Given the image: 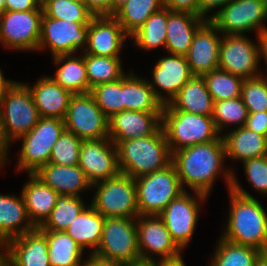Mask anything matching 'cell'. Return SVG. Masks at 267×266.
Masks as SVG:
<instances>
[{
    "label": "cell",
    "mask_w": 267,
    "mask_h": 266,
    "mask_svg": "<svg viewBox=\"0 0 267 266\" xmlns=\"http://www.w3.org/2000/svg\"><path fill=\"white\" fill-rule=\"evenodd\" d=\"M225 143L223 135L209 143H199L172 154V163L183 190L186 186L193 192H199L209 197L213 184L219 173H223L230 189L232 172L229 168L224 171ZM184 184H186L184 186Z\"/></svg>",
    "instance_id": "cell-1"
},
{
    "label": "cell",
    "mask_w": 267,
    "mask_h": 266,
    "mask_svg": "<svg viewBox=\"0 0 267 266\" xmlns=\"http://www.w3.org/2000/svg\"><path fill=\"white\" fill-rule=\"evenodd\" d=\"M239 183L232 172L229 189L231 207L227 226L220 237L267 253V213L259 200L245 191Z\"/></svg>",
    "instance_id": "cell-2"
},
{
    "label": "cell",
    "mask_w": 267,
    "mask_h": 266,
    "mask_svg": "<svg viewBox=\"0 0 267 266\" xmlns=\"http://www.w3.org/2000/svg\"><path fill=\"white\" fill-rule=\"evenodd\" d=\"M121 173L136 179L167 167L172 153L162 125L142 138L120 141L116 144Z\"/></svg>",
    "instance_id": "cell-3"
},
{
    "label": "cell",
    "mask_w": 267,
    "mask_h": 266,
    "mask_svg": "<svg viewBox=\"0 0 267 266\" xmlns=\"http://www.w3.org/2000/svg\"><path fill=\"white\" fill-rule=\"evenodd\" d=\"M162 127L172 154L199 143H209L220 136L212 116L173 110L168 104L163 106Z\"/></svg>",
    "instance_id": "cell-4"
},
{
    "label": "cell",
    "mask_w": 267,
    "mask_h": 266,
    "mask_svg": "<svg viewBox=\"0 0 267 266\" xmlns=\"http://www.w3.org/2000/svg\"><path fill=\"white\" fill-rule=\"evenodd\" d=\"M40 116L26 83L15 82L0 104V124L6 141H17L37 124Z\"/></svg>",
    "instance_id": "cell-5"
},
{
    "label": "cell",
    "mask_w": 267,
    "mask_h": 266,
    "mask_svg": "<svg viewBox=\"0 0 267 266\" xmlns=\"http://www.w3.org/2000/svg\"><path fill=\"white\" fill-rule=\"evenodd\" d=\"M95 256L125 266L142 263L138 249L136 218L106 217Z\"/></svg>",
    "instance_id": "cell-6"
},
{
    "label": "cell",
    "mask_w": 267,
    "mask_h": 266,
    "mask_svg": "<svg viewBox=\"0 0 267 266\" xmlns=\"http://www.w3.org/2000/svg\"><path fill=\"white\" fill-rule=\"evenodd\" d=\"M139 215H159L184 192L173 163L135 179Z\"/></svg>",
    "instance_id": "cell-7"
},
{
    "label": "cell",
    "mask_w": 267,
    "mask_h": 266,
    "mask_svg": "<svg viewBox=\"0 0 267 266\" xmlns=\"http://www.w3.org/2000/svg\"><path fill=\"white\" fill-rule=\"evenodd\" d=\"M64 129V119L40 117L32 130L18 139L23 143L18 151L17 172L25 170L28 174H34L48 164L52 147Z\"/></svg>",
    "instance_id": "cell-8"
},
{
    "label": "cell",
    "mask_w": 267,
    "mask_h": 266,
    "mask_svg": "<svg viewBox=\"0 0 267 266\" xmlns=\"http://www.w3.org/2000/svg\"><path fill=\"white\" fill-rule=\"evenodd\" d=\"M97 188L91 206L106 217L137 218L135 179L120 173L116 177L92 184Z\"/></svg>",
    "instance_id": "cell-9"
},
{
    "label": "cell",
    "mask_w": 267,
    "mask_h": 266,
    "mask_svg": "<svg viewBox=\"0 0 267 266\" xmlns=\"http://www.w3.org/2000/svg\"><path fill=\"white\" fill-rule=\"evenodd\" d=\"M267 0H230L210 21L222 35H245L256 31V36L267 32Z\"/></svg>",
    "instance_id": "cell-10"
},
{
    "label": "cell",
    "mask_w": 267,
    "mask_h": 266,
    "mask_svg": "<svg viewBox=\"0 0 267 266\" xmlns=\"http://www.w3.org/2000/svg\"><path fill=\"white\" fill-rule=\"evenodd\" d=\"M65 129L81 140H99L109 137V118L97 106L90 93L76 94L70 99Z\"/></svg>",
    "instance_id": "cell-11"
},
{
    "label": "cell",
    "mask_w": 267,
    "mask_h": 266,
    "mask_svg": "<svg viewBox=\"0 0 267 266\" xmlns=\"http://www.w3.org/2000/svg\"><path fill=\"white\" fill-rule=\"evenodd\" d=\"M138 249L142 263L174 260L181 256V249L171 237L159 215H139L136 218ZM150 253V254H149ZM154 255V256H153Z\"/></svg>",
    "instance_id": "cell-12"
},
{
    "label": "cell",
    "mask_w": 267,
    "mask_h": 266,
    "mask_svg": "<svg viewBox=\"0 0 267 266\" xmlns=\"http://www.w3.org/2000/svg\"><path fill=\"white\" fill-rule=\"evenodd\" d=\"M43 10L9 11L0 16V43L5 48L38 51Z\"/></svg>",
    "instance_id": "cell-13"
},
{
    "label": "cell",
    "mask_w": 267,
    "mask_h": 266,
    "mask_svg": "<svg viewBox=\"0 0 267 266\" xmlns=\"http://www.w3.org/2000/svg\"><path fill=\"white\" fill-rule=\"evenodd\" d=\"M194 193L193 197V195L184 191L159 214L172 239L182 251L192 240L196 229L198 213H200L199 204L208 198L205 194Z\"/></svg>",
    "instance_id": "cell-14"
},
{
    "label": "cell",
    "mask_w": 267,
    "mask_h": 266,
    "mask_svg": "<svg viewBox=\"0 0 267 266\" xmlns=\"http://www.w3.org/2000/svg\"><path fill=\"white\" fill-rule=\"evenodd\" d=\"M257 41L253 43L245 35H222L218 69L243 79L261 75L259 36Z\"/></svg>",
    "instance_id": "cell-15"
},
{
    "label": "cell",
    "mask_w": 267,
    "mask_h": 266,
    "mask_svg": "<svg viewBox=\"0 0 267 266\" xmlns=\"http://www.w3.org/2000/svg\"><path fill=\"white\" fill-rule=\"evenodd\" d=\"M88 25L89 23L69 22L43 14L38 51L48 48L53 57L75 54L78 49L84 51L87 46Z\"/></svg>",
    "instance_id": "cell-16"
},
{
    "label": "cell",
    "mask_w": 267,
    "mask_h": 266,
    "mask_svg": "<svg viewBox=\"0 0 267 266\" xmlns=\"http://www.w3.org/2000/svg\"><path fill=\"white\" fill-rule=\"evenodd\" d=\"M78 165L91 184L116 177L121 173L117 148L109 137L83 140Z\"/></svg>",
    "instance_id": "cell-17"
},
{
    "label": "cell",
    "mask_w": 267,
    "mask_h": 266,
    "mask_svg": "<svg viewBox=\"0 0 267 266\" xmlns=\"http://www.w3.org/2000/svg\"><path fill=\"white\" fill-rule=\"evenodd\" d=\"M0 255L5 266H50L48 242L37 227L9 240Z\"/></svg>",
    "instance_id": "cell-18"
},
{
    "label": "cell",
    "mask_w": 267,
    "mask_h": 266,
    "mask_svg": "<svg viewBox=\"0 0 267 266\" xmlns=\"http://www.w3.org/2000/svg\"><path fill=\"white\" fill-rule=\"evenodd\" d=\"M152 75L153 83L148 82L163 105L169 104L187 81L194 76L186 57L173 54L159 59L154 65ZM161 91H164L166 95L164 96Z\"/></svg>",
    "instance_id": "cell-19"
},
{
    "label": "cell",
    "mask_w": 267,
    "mask_h": 266,
    "mask_svg": "<svg viewBox=\"0 0 267 266\" xmlns=\"http://www.w3.org/2000/svg\"><path fill=\"white\" fill-rule=\"evenodd\" d=\"M129 37L113 15L93 16L88 25L87 46L84 53L120 57L124 41Z\"/></svg>",
    "instance_id": "cell-20"
},
{
    "label": "cell",
    "mask_w": 267,
    "mask_h": 266,
    "mask_svg": "<svg viewBox=\"0 0 267 266\" xmlns=\"http://www.w3.org/2000/svg\"><path fill=\"white\" fill-rule=\"evenodd\" d=\"M221 32L207 20L195 33L190 48L185 55L194 76H203L218 69Z\"/></svg>",
    "instance_id": "cell-21"
},
{
    "label": "cell",
    "mask_w": 267,
    "mask_h": 266,
    "mask_svg": "<svg viewBox=\"0 0 267 266\" xmlns=\"http://www.w3.org/2000/svg\"><path fill=\"white\" fill-rule=\"evenodd\" d=\"M162 125V112L124 110L109 118V138L120 141L152 135Z\"/></svg>",
    "instance_id": "cell-22"
},
{
    "label": "cell",
    "mask_w": 267,
    "mask_h": 266,
    "mask_svg": "<svg viewBox=\"0 0 267 266\" xmlns=\"http://www.w3.org/2000/svg\"><path fill=\"white\" fill-rule=\"evenodd\" d=\"M34 175L59 195L81 197L80 192L93 188L79 165L48 163L40 167Z\"/></svg>",
    "instance_id": "cell-23"
},
{
    "label": "cell",
    "mask_w": 267,
    "mask_h": 266,
    "mask_svg": "<svg viewBox=\"0 0 267 266\" xmlns=\"http://www.w3.org/2000/svg\"><path fill=\"white\" fill-rule=\"evenodd\" d=\"M199 15L168 9L165 49L168 54L185 56L196 31L207 21Z\"/></svg>",
    "instance_id": "cell-24"
},
{
    "label": "cell",
    "mask_w": 267,
    "mask_h": 266,
    "mask_svg": "<svg viewBox=\"0 0 267 266\" xmlns=\"http://www.w3.org/2000/svg\"><path fill=\"white\" fill-rule=\"evenodd\" d=\"M30 89L40 117L64 119L73 94L56 83L51 76H43Z\"/></svg>",
    "instance_id": "cell-25"
},
{
    "label": "cell",
    "mask_w": 267,
    "mask_h": 266,
    "mask_svg": "<svg viewBox=\"0 0 267 266\" xmlns=\"http://www.w3.org/2000/svg\"><path fill=\"white\" fill-rule=\"evenodd\" d=\"M25 223H24V222ZM36 227L29 220L23 196L0 194V249Z\"/></svg>",
    "instance_id": "cell-26"
},
{
    "label": "cell",
    "mask_w": 267,
    "mask_h": 266,
    "mask_svg": "<svg viewBox=\"0 0 267 266\" xmlns=\"http://www.w3.org/2000/svg\"><path fill=\"white\" fill-rule=\"evenodd\" d=\"M29 177V181L24 184L20 193L23 196L29 220L35 227H40L50 216L59 194L34 174H29Z\"/></svg>",
    "instance_id": "cell-27"
},
{
    "label": "cell",
    "mask_w": 267,
    "mask_h": 266,
    "mask_svg": "<svg viewBox=\"0 0 267 266\" xmlns=\"http://www.w3.org/2000/svg\"><path fill=\"white\" fill-rule=\"evenodd\" d=\"M173 110L213 116L214 100L203 76H193L168 104Z\"/></svg>",
    "instance_id": "cell-28"
},
{
    "label": "cell",
    "mask_w": 267,
    "mask_h": 266,
    "mask_svg": "<svg viewBox=\"0 0 267 266\" xmlns=\"http://www.w3.org/2000/svg\"><path fill=\"white\" fill-rule=\"evenodd\" d=\"M223 135L227 158L239 160L243 163L249 159L267 155L266 137L251 131L245 126L231 129L229 133Z\"/></svg>",
    "instance_id": "cell-29"
},
{
    "label": "cell",
    "mask_w": 267,
    "mask_h": 266,
    "mask_svg": "<svg viewBox=\"0 0 267 266\" xmlns=\"http://www.w3.org/2000/svg\"><path fill=\"white\" fill-rule=\"evenodd\" d=\"M74 55L54 56L53 61L59 68L51 78L73 95L90 93L84 56Z\"/></svg>",
    "instance_id": "cell-30"
},
{
    "label": "cell",
    "mask_w": 267,
    "mask_h": 266,
    "mask_svg": "<svg viewBox=\"0 0 267 266\" xmlns=\"http://www.w3.org/2000/svg\"><path fill=\"white\" fill-rule=\"evenodd\" d=\"M124 110L162 112L163 104L157 99L149 82L132 72L123 76Z\"/></svg>",
    "instance_id": "cell-31"
},
{
    "label": "cell",
    "mask_w": 267,
    "mask_h": 266,
    "mask_svg": "<svg viewBox=\"0 0 267 266\" xmlns=\"http://www.w3.org/2000/svg\"><path fill=\"white\" fill-rule=\"evenodd\" d=\"M105 217L96 211L91 205H88L72 223L65 232L71 236L77 244L85 250L92 248L90 254H94L101 242L103 224Z\"/></svg>",
    "instance_id": "cell-32"
},
{
    "label": "cell",
    "mask_w": 267,
    "mask_h": 266,
    "mask_svg": "<svg viewBox=\"0 0 267 266\" xmlns=\"http://www.w3.org/2000/svg\"><path fill=\"white\" fill-rule=\"evenodd\" d=\"M41 232L48 242L50 266H82L84 250L65 231Z\"/></svg>",
    "instance_id": "cell-33"
},
{
    "label": "cell",
    "mask_w": 267,
    "mask_h": 266,
    "mask_svg": "<svg viewBox=\"0 0 267 266\" xmlns=\"http://www.w3.org/2000/svg\"><path fill=\"white\" fill-rule=\"evenodd\" d=\"M168 8L163 7L158 12L153 13L146 22L135 31L130 38L134 40V45L145 51L165 48L167 36Z\"/></svg>",
    "instance_id": "cell-34"
},
{
    "label": "cell",
    "mask_w": 267,
    "mask_h": 266,
    "mask_svg": "<svg viewBox=\"0 0 267 266\" xmlns=\"http://www.w3.org/2000/svg\"><path fill=\"white\" fill-rule=\"evenodd\" d=\"M163 7V0H128L113 16L131 36L153 13Z\"/></svg>",
    "instance_id": "cell-35"
},
{
    "label": "cell",
    "mask_w": 267,
    "mask_h": 266,
    "mask_svg": "<svg viewBox=\"0 0 267 266\" xmlns=\"http://www.w3.org/2000/svg\"><path fill=\"white\" fill-rule=\"evenodd\" d=\"M210 266H255L262 252L219 238Z\"/></svg>",
    "instance_id": "cell-36"
},
{
    "label": "cell",
    "mask_w": 267,
    "mask_h": 266,
    "mask_svg": "<svg viewBox=\"0 0 267 266\" xmlns=\"http://www.w3.org/2000/svg\"><path fill=\"white\" fill-rule=\"evenodd\" d=\"M86 207L81 197L59 195L50 216L37 228L40 231H65Z\"/></svg>",
    "instance_id": "cell-37"
},
{
    "label": "cell",
    "mask_w": 267,
    "mask_h": 266,
    "mask_svg": "<svg viewBox=\"0 0 267 266\" xmlns=\"http://www.w3.org/2000/svg\"><path fill=\"white\" fill-rule=\"evenodd\" d=\"M89 88L119 80L125 75L120 57L91 55L83 52Z\"/></svg>",
    "instance_id": "cell-38"
},
{
    "label": "cell",
    "mask_w": 267,
    "mask_h": 266,
    "mask_svg": "<svg viewBox=\"0 0 267 266\" xmlns=\"http://www.w3.org/2000/svg\"><path fill=\"white\" fill-rule=\"evenodd\" d=\"M214 102L241 97L243 78L216 69L203 75Z\"/></svg>",
    "instance_id": "cell-39"
},
{
    "label": "cell",
    "mask_w": 267,
    "mask_h": 266,
    "mask_svg": "<svg viewBox=\"0 0 267 266\" xmlns=\"http://www.w3.org/2000/svg\"><path fill=\"white\" fill-rule=\"evenodd\" d=\"M43 14L46 17L67 20L75 23H89L94 16L86 4L70 0H42Z\"/></svg>",
    "instance_id": "cell-40"
},
{
    "label": "cell",
    "mask_w": 267,
    "mask_h": 266,
    "mask_svg": "<svg viewBox=\"0 0 267 266\" xmlns=\"http://www.w3.org/2000/svg\"><path fill=\"white\" fill-rule=\"evenodd\" d=\"M247 117L248 110L241 97L214 102L212 118L219 133L227 125H238L235 128L245 126Z\"/></svg>",
    "instance_id": "cell-41"
},
{
    "label": "cell",
    "mask_w": 267,
    "mask_h": 266,
    "mask_svg": "<svg viewBox=\"0 0 267 266\" xmlns=\"http://www.w3.org/2000/svg\"><path fill=\"white\" fill-rule=\"evenodd\" d=\"M90 94L94 97L97 106L108 118L124 111L123 77L113 82L96 85L91 89Z\"/></svg>",
    "instance_id": "cell-42"
},
{
    "label": "cell",
    "mask_w": 267,
    "mask_h": 266,
    "mask_svg": "<svg viewBox=\"0 0 267 266\" xmlns=\"http://www.w3.org/2000/svg\"><path fill=\"white\" fill-rule=\"evenodd\" d=\"M82 141L74 133L64 129L52 147L49 163L65 166L78 165Z\"/></svg>",
    "instance_id": "cell-43"
},
{
    "label": "cell",
    "mask_w": 267,
    "mask_h": 266,
    "mask_svg": "<svg viewBox=\"0 0 267 266\" xmlns=\"http://www.w3.org/2000/svg\"><path fill=\"white\" fill-rule=\"evenodd\" d=\"M241 98L248 112L267 111V78L263 73L243 80Z\"/></svg>",
    "instance_id": "cell-44"
},
{
    "label": "cell",
    "mask_w": 267,
    "mask_h": 266,
    "mask_svg": "<svg viewBox=\"0 0 267 266\" xmlns=\"http://www.w3.org/2000/svg\"><path fill=\"white\" fill-rule=\"evenodd\" d=\"M243 165L251 186L256 189V192L267 195V155L244 161Z\"/></svg>",
    "instance_id": "cell-45"
},
{
    "label": "cell",
    "mask_w": 267,
    "mask_h": 266,
    "mask_svg": "<svg viewBox=\"0 0 267 266\" xmlns=\"http://www.w3.org/2000/svg\"><path fill=\"white\" fill-rule=\"evenodd\" d=\"M245 127L257 134L266 136L267 134V111L248 112Z\"/></svg>",
    "instance_id": "cell-46"
},
{
    "label": "cell",
    "mask_w": 267,
    "mask_h": 266,
    "mask_svg": "<svg viewBox=\"0 0 267 266\" xmlns=\"http://www.w3.org/2000/svg\"><path fill=\"white\" fill-rule=\"evenodd\" d=\"M164 7L171 11L189 12L199 15V0H163Z\"/></svg>",
    "instance_id": "cell-47"
},
{
    "label": "cell",
    "mask_w": 267,
    "mask_h": 266,
    "mask_svg": "<svg viewBox=\"0 0 267 266\" xmlns=\"http://www.w3.org/2000/svg\"><path fill=\"white\" fill-rule=\"evenodd\" d=\"M6 10L9 11H30L43 10L42 0H4Z\"/></svg>",
    "instance_id": "cell-48"
},
{
    "label": "cell",
    "mask_w": 267,
    "mask_h": 266,
    "mask_svg": "<svg viewBox=\"0 0 267 266\" xmlns=\"http://www.w3.org/2000/svg\"><path fill=\"white\" fill-rule=\"evenodd\" d=\"M230 0H199V16L210 20L217 12H219ZM218 7V8H217ZM216 12L213 15L208 16L210 11L216 9Z\"/></svg>",
    "instance_id": "cell-49"
},
{
    "label": "cell",
    "mask_w": 267,
    "mask_h": 266,
    "mask_svg": "<svg viewBox=\"0 0 267 266\" xmlns=\"http://www.w3.org/2000/svg\"><path fill=\"white\" fill-rule=\"evenodd\" d=\"M85 4L94 16L111 15V0H85Z\"/></svg>",
    "instance_id": "cell-50"
},
{
    "label": "cell",
    "mask_w": 267,
    "mask_h": 266,
    "mask_svg": "<svg viewBox=\"0 0 267 266\" xmlns=\"http://www.w3.org/2000/svg\"><path fill=\"white\" fill-rule=\"evenodd\" d=\"M9 143L6 141L2 127L0 124V168L4 166L5 163H7V154H8V149H9Z\"/></svg>",
    "instance_id": "cell-51"
},
{
    "label": "cell",
    "mask_w": 267,
    "mask_h": 266,
    "mask_svg": "<svg viewBox=\"0 0 267 266\" xmlns=\"http://www.w3.org/2000/svg\"><path fill=\"white\" fill-rule=\"evenodd\" d=\"M16 81L7 80L1 71L0 68V104L2 101V98L4 97V94L6 91L15 83Z\"/></svg>",
    "instance_id": "cell-52"
},
{
    "label": "cell",
    "mask_w": 267,
    "mask_h": 266,
    "mask_svg": "<svg viewBox=\"0 0 267 266\" xmlns=\"http://www.w3.org/2000/svg\"><path fill=\"white\" fill-rule=\"evenodd\" d=\"M259 43H260V57L264 58V62L266 63L267 66V32L259 36ZM264 77L267 78V76Z\"/></svg>",
    "instance_id": "cell-53"
},
{
    "label": "cell",
    "mask_w": 267,
    "mask_h": 266,
    "mask_svg": "<svg viewBox=\"0 0 267 266\" xmlns=\"http://www.w3.org/2000/svg\"><path fill=\"white\" fill-rule=\"evenodd\" d=\"M153 266H186L183 258H177L174 260L156 261L153 262Z\"/></svg>",
    "instance_id": "cell-54"
},
{
    "label": "cell",
    "mask_w": 267,
    "mask_h": 266,
    "mask_svg": "<svg viewBox=\"0 0 267 266\" xmlns=\"http://www.w3.org/2000/svg\"><path fill=\"white\" fill-rule=\"evenodd\" d=\"M128 0H111V15H114Z\"/></svg>",
    "instance_id": "cell-55"
},
{
    "label": "cell",
    "mask_w": 267,
    "mask_h": 266,
    "mask_svg": "<svg viewBox=\"0 0 267 266\" xmlns=\"http://www.w3.org/2000/svg\"><path fill=\"white\" fill-rule=\"evenodd\" d=\"M255 266H267V253H262Z\"/></svg>",
    "instance_id": "cell-56"
},
{
    "label": "cell",
    "mask_w": 267,
    "mask_h": 266,
    "mask_svg": "<svg viewBox=\"0 0 267 266\" xmlns=\"http://www.w3.org/2000/svg\"><path fill=\"white\" fill-rule=\"evenodd\" d=\"M6 11V4L4 0H0V16Z\"/></svg>",
    "instance_id": "cell-57"
},
{
    "label": "cell",
    "mask_w": 267,
    "mask_h": 266,
    "mask_svg": "<svg viewBox=\"0 0 267 266\" xmlns=\"http://www.w3.org/2000/svg\"><path fill=\"white\" fill-rule=\"evenodd\" d=\"M131 266H153V263H140V264L131 265Z\"/></svg>",
    "instance_id": "cell-58"
},
{
    "label": "cell",
    "mask_w": 267,
    "mask_h": 266,
    "mask_svg": "<svg viewBox=\"0 0 267 266\" xmlns=\"http://www.w3.org/2000/svg\"><path fill=\"white\" fill-rule=\"evenodd\" d=\"M70 1H74V2H78V3H83V4H85V0H70Z\"/></svg>",
    "instance_id": "cell-59"
},
{
    "label": "cell",
    "mask_w": 267,
    "mask_h": 266,
    "mask_svg": "<svg viewBox=\"0 0 267 266\" xmlns=\"http://www.w3.org/2000/svg\"><path fill=\"white\" fill-rule=\"evenodd\" d=\"M0 266H5L1 255H0Z\"/></svg>",
    "instance_id": "cell-60"
}]
</instances>
